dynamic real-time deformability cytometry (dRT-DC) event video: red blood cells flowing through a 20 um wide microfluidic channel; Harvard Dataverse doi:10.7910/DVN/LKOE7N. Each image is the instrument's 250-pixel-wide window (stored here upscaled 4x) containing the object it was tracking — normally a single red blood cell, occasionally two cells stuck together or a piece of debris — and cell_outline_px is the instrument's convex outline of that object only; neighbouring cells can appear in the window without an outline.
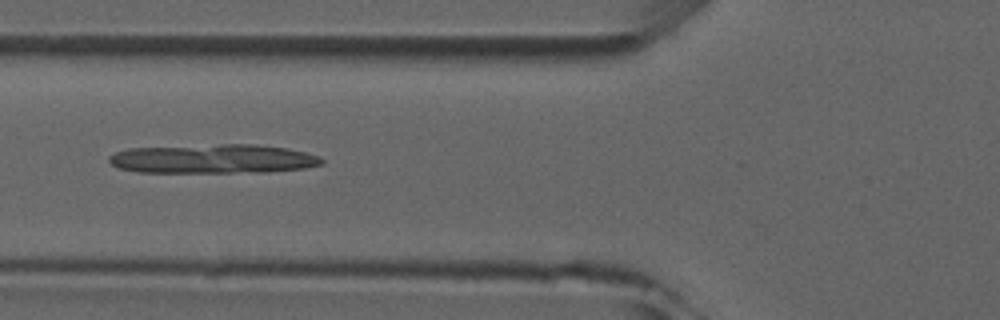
{"species": "common noctule bat (a hibernating species)", "species_latin": "Nyctalus noctula", "temperature_condition": "room temperature", "stored_images_in_passage": 6, "camera_frame_rate_fps": 3000, "um_per_image_px": 0.085, "animal": {"sex": "male", "forearm_length_mm": 52.5}, "frame": {"image": 1, "passage_image": 6, "time_ms": 5.667, "image_size_px": [1000, 320], "cell_outline_px": [[324, 164], [304, 168], [268, 172], [140, 172], [120, 168], [112, 164], [108, 160], [108, 156], [116, 152], [128, 148], [220, 144], [256, 144], [288, 148], [320, 156], [324, 160]], "centroid_in_image_um": [18.16, 13.5], "position_along_channel_um": 107.6, "area_um2": 36.24}}